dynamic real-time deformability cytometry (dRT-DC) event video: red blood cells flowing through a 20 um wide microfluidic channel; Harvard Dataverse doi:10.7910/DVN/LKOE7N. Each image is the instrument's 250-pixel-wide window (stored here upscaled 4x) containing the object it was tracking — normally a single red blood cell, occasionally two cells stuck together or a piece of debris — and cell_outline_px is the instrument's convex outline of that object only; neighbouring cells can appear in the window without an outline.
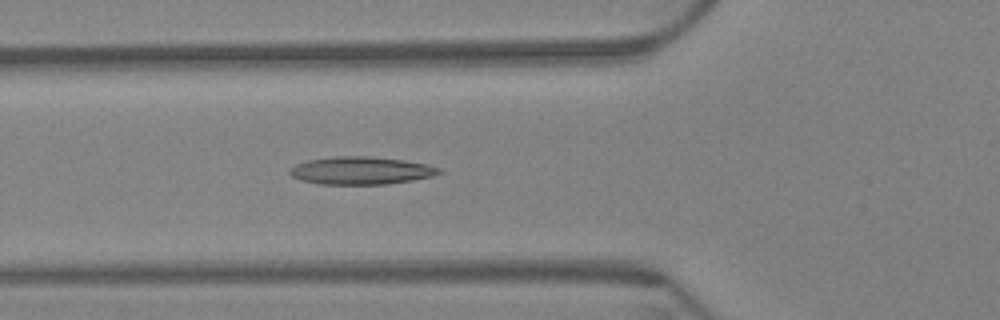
{"species": "Egyptian fruit bat (a non-hibernating species)", "species_latin": "Rousettus aegyptiacus", "temperature_condition": "warm", "stored_images_in_passage": 21, "camera_frame_rate_fps": 3000, "um_per_image_px": 0.085, "animal": {"sex": "female"}, "frame": {"image": 1, "passage_image": 7, "time_ms": 2.0, "image_size_px": [1000, 320], "cell_outline_px": [[444, 172], [432, 176], [412, 180], [388, 184], [320, 184], [300, 180], [292, 176], [288, 172], [296, 164], [308, 160], [332, 156], [368, 156], [400, 160], [428, 164], [440, 168]], "centroid_in_image_um": [30.68, 14.5], "position_along_channel_um": 95.1, "area_um2": 24.04}}
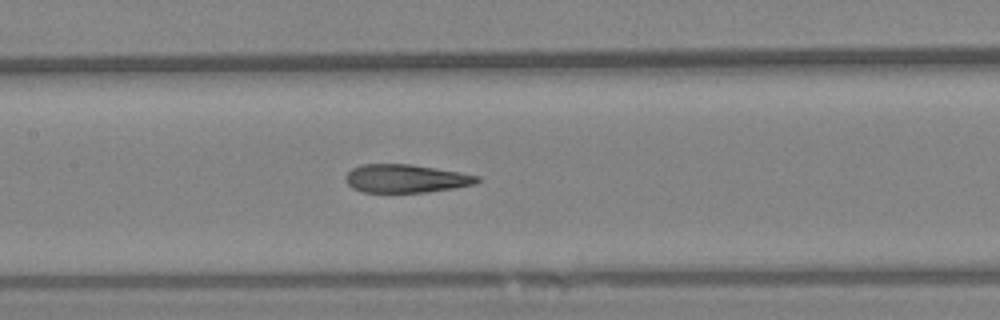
{"frame": {"image": 2, "passage_image": 14, "time_ms": 4.333, "image_size_px": [1000, 320], "cell_outline_px": [[480, 180], [476, 184], [456, 188], [428, 192], [364, 192], [352, 188], [344, 180], [344, 176], [352, 168], [364, 164], [412, 164], [480, 176]], "centroid_in_image_um": [34.49, 15.18], "position_along_channel_um": 172.9, "area_um2": 21.73}}
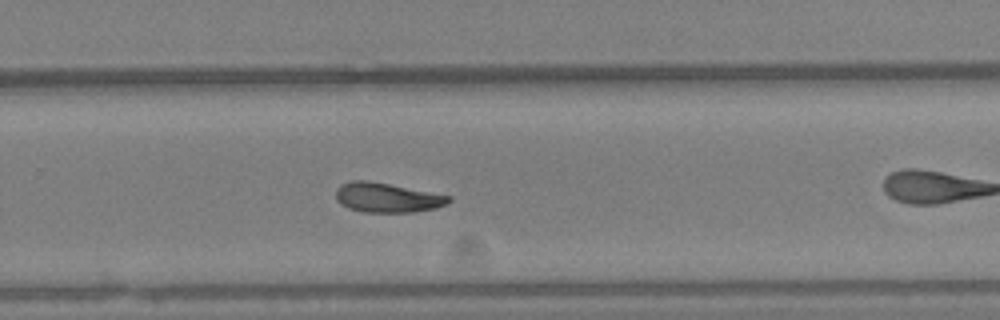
{"frame": {"image": 3, "passage_image": 21, "time_ms": 6.667, "image_size_px": [1000, 320], "cell_outline_px": [[452, 200], [436, 208], [412, 212], [364, 212], [348, 208], [340, 204], [336, 200], [336, 188], [340, 184], [352, 180], [368, 180], [452, 196]], "centroid_in_image_um": [32.86, 16.79], "position_along_channel_um": 296.9, "area_um2": 19.48}}